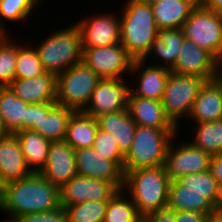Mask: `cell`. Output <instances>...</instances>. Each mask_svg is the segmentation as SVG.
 <instances>
[{"instance_id": "cell-36", "label": "cell", "mask_w": 222, "mask_h": 222, "mask_svg": "<svg viewBox=\"0 0 222 222\" xmlns=\"http://www.w3.org/2000/svg\"><path fill=\"white\" fill-rule=\"evenodd\" d=\"M93 148L104 158L115 161L123 169L124 155L120 152L112 134L98 128Z\"/></svg>"}, {"instance_id": "cell-22", "label": "cell", "mask_w": 222, "mask_h": 222, "mask_svg": "<svg viewBox=\"0 0 222 222\" xmlns=\"http://www.w3.org/2000/svg\"><path fill=\"white\" fill-rule=\"evenodd\" d=\"M127 110L131 119L138 126L154 129H178L166 116L161 101L129 95Z\"/></svg>"}, {"instance_id": "cell-7", "label": "cell", "mask_w": 222, "mask_h": 222, "mask_svg": "<svg viewBox=\"0 0 222 222\" xmlns=\"http://www.w3.org/2000/svg\"><path fill=\"white\" fill-rule=\"evenodd\" d=\"M101 78L83 61L56 75V103L83 111Z\"/></svg>"}, {"instance_id": "cell-10", "label": "cell", "mask_w": 222, "mask_h": 222, "mask_svg": "<svg viewBox=\"0 0 222 222\" xmlns=\"http://www.w3.org/2000/svg\"><path fill=\"white\" fill-rule=\"evenodd\" d=\"M82 50V61L101 79H130L134 59L120 43Z\"/></svg>"}, {"instance_id": "cell-19", "label": "cell", "mask_w": 222, "mask_h": 222, "mask_svg": "<svg viewBox=\"0 0 222 222\" xmlns=\"http://www.w3.org/2000/svg\"><path fill=\"white\" fill-rule=\"evenodd\" d=\"M16 97L28 104L56 103V75L45 72L36 77L15 78L9 85Z\"/></svg>"}, {"instance_id": "cell-1", "label": "cell", "mask_w": 222, "mask_h": 222, "mask_svg": "<svg viewBox=\"0 0 222 222\" xmlns=\"http://www.w3.org/2000/svg\"><path fill=\"white\" fill-rule=\"evenodd\" d=\"M60 207L59 188L46 180L40 173L4 185L0 211L7 218H18L27 214L46 213Z\"/></svg>"}, {"instance_id": "cell-17", "label": "cell", "mask_w": 222, "mask_h": 222, "mask_svg": "<svg viewBox=\"0 0 222 222\" xmlns=\"http://www.w3.org/2000/svg\"><path fill=\"white\" fill-rule=\"evenodd\" d=\"M170 73L168 68L147 64L144 60H134L129 76H133L131 79L135 81L130 80V95L161 101ZM132 81L137 84L134 86Z\"/></svg>"}, {"instance_id": "cell-27", "label": "cell", "mask_w": 222, "mask_h": 222, "mask_svg": "<svg viewBox=\"0 0 222 222\" xmlns=\"http://www.w3.org/2000/svg\"><path fill=\"white\" fill-rule=\"evenodd\" d=\"M29 105L16 97L10 86H0V117L7 133L26 130V109Z\"/></svg>"}, {"instance_id": "cell-9", "label": "cell", "mask_w": 222, "mask_h": 222, "mask_svg": "<svg viewBox=\"0 0 222 222\" xmlns=\"http://www.w3.org/2000/svg\"><path fill=\"white\" fill-rule=\"evenodd\" d=\"M182 30L185 39L210 52L222 62V13L205 9L199 4L191 11Z\"/></svg>"}, {"instance_id": "cell-44", "label": "cell", "mask_w": 222, "mask_h": 222, "mask_svg": "<svg viewBox=\"0 0 222 222\" xmlns=\"http://www.w3.org/2000/svg\"><path fill=\"white\" fill-rule=\"evenodd\" d=\"M206 222H222V213H212L207 216Z\"/></svg>"}, {"instance_id": "cell-37", "label": "cell", "mask_w": 222, "mask_h": 222, "mask_svg": "<svg viewBox=\"0 0 222 222\" xmlns=\"http://www.w3.org/2000/svg\"><path fill=\"white\" fill-rule=\"evenodd\" d=\"M17 222H67V215L63 207L46 213L27 214L15 218Z\"/></svg>"}, {"instance_id": "cell-32", "label": "cell", "mask_w": 222, "mask_h": 222, "mask_svg": "<svg viewBox=\"0 0 222 222\" xmlns=\"http://www.w3.org/2000/svg\"><path fill=\"white\" fill-rule=\"evenodd\" d=\"M103 222H143L137 207L123 189L108 201Z\"/></svg>"}, {"instance_id": "cell-33", "label": "cell", "mask_w": 222, "mask_h": 222, "mask_svg": "<svg viewBox=\"0 0 222 222\" xmlns=\"http://www.w3.org/2000/svg\"><path fill=\"white\" fill-rule=\"evenodd\" d=\"M17 42V61L15 78L39 76L46 71L34 46Z\"/></svg>"}, {"instance_id": "cell-35", "label": "cell", "mask_w": 222, "mask_h": 222, "mask_svg": "<svg viewBox=\"0 0 222 222\" xmlns=\"http://www.w3.org/2000/svg\"><path fill=\"white\" fill-rule=\"evenodd\" d=\"M108 201H86L64 208L67 222H103Z\"/></svg>"}, {"instance_id": "cell-29", "label": "cell", "mask_w": 222, "mask_h": 222, "mask_svg": "<svg viewBox=\"0 0 222 222\" xmlns=\"http://www.w3.org/2000/svg\"><path fill=\"white\" fill-rule=\"evenodd\" d=\"M15 134L28 168L31 172L39 173L45 166L51 141L33 130L18 131Z\"/></svg>"}, {"instance_id": "cell-50", "label": "cell", "mask_w": 222, "mask_h": 222, "mask_svg": "<svg viewBox=\"0 0 222 222\" xmlns=\"http://www.w3.org/2000/svg\"><path fill=\"white\" fill-rule=\"evenodd\" d=\"M196 4H200L202 0H193Z\"/></svg>"}, {"instance_id": "cell-40", "label": "cell", "mask_w": 222, "mask_h": 222, "mask_svg": "<svg viewBox=\"0 0 222 222\" xmlns=\"http://www.w3.org/2000/svg\"><path fill=\"white\" fill-rule=\"evenodd\" d=\"M207 216L194 211H175V222H206Z\"/></svg>"}, {"instance_id": "cell-48", "label": "cell", "mask_w": 222, "mask_h": 222, "mask_svg": "<svg viewBox=\"0 0 222 222\" xmlns=\"http://www.w3.org/2000/svg\"><path fill=\"white\" fill-rule=\"evenodd\" d=\"M8 219L6 218L4 221H1V222H17L16 219H12V218H8Z\"/></svg>"}, {"instance_id": "cell-6", "label": "cell", "mask_w": 222, "mask_h": 222, "mask_svg": "<svg viewBox=\"0 0 222 222\" xmlns=\"http://www.w3.org/2000/svg\"><path fill=\"white\" fill-rule=\"evenodd\" d=\"M178 129H154L136 127L130 150L124 156V175L134 169L162 166L166 153Z\"/></svg>"}, {"instance_id": "cell-3", "label": "cell", "mask_w": 222, "mask_h": 222, "mask_svg": "<svg viewBox=\"0 0 222 222\" xmlns=\"http://www.w3.org/2000/svg\"><path fill=\"white\" fill-rule=\"evenodd\" d=\"M170 182L164 165L134 169L125 174L123 190L144 218L149 213L167 208Z\"/></svg>"}, {"instance_id": "cell-25", "label": "cell", "mask_w": 222, "mask_h": 222, "mask_svg": "<svg viewBox=\"0 0 222 222\" xmlns=\"http://www.w3.org/2000/svg\"><path fill=\"white\" fill-rule=\"evenodd\" d=\"M98 128L112 134L120 152L125 156L130 150L137 124L131 119L128 110H121L96 118Z\"/></svg>"}, {"instance_id": "cell-38", "label": "cell", "mask_w": 222, "mask_h": 222, "mask_svg": "<svg viewBox=\"0 0 222 222\" xmlns=\"http://www.w3.org/2000/svg\"><path fill=\"white\" fill-rule=\"evenodd\" d=\"M42 120V103L30 104L26 109V130L35 131L41 126Z\"/></svg>"}, {"instance_id": "cell-41", "label": "cell", "mask_w": 222, "mask_h": 222, "mask_svg": "<svg viewBox=\"0 0 222 222\" xmlns=\"http://www.w3.org/2000/svg\"><path fill=\"white\" fill-rule=\"evenodd\" d=\"M210 171L217 183L222 184V153L211 156Z\"/></svg>"}, {"instance_id": "cell-24", "label": "cell", "mask_w": 222, "mask_h": 222, "mask_svg": "<svg viewBox=\"0 0 222 222\" xmlns=\"http://www.w3.org/2000/svg\"><path fill=\"white\" fill-rule=\"evenodd\" d=\"M196 6L193 0H160L151 4L158 30L182 28Z\"/></svg>"}, {"instance_id": "cell-8", "label": "cell", "mask_w": 222, "mask_h": 222, "mask_svg": "<svg viewBox=\"0 0 222 222\" xmlns=\"http://www.w3.org/2000/svg\"><path fill=\"white\" fill-rule=\"evenodd\" d=\"M205 82L206 80L199 76L170 73L161 102L166 116L178 131L181 129L180 121L189 117L194 101Z\"/></svg>"}, {"instance_id": "cell-13", "label": "cell", "mask_w": 222, "mask_h": 222, "mask_svg": "<svg viewBox=\"0 0 222 222\" xmlns=\"http://www.w3.org/2000/svg\"><path fill=\"white\" fill-rule=\"evenodd\" d=\"M124 79H100L87 107L83 110L95 119L109 113L127 110L131 83Z\"/></svg>"}, {"instance_id": "cell-12", "label": "cell", "mask_w": 222, "mask_h": 222, "mask_svg": "<svg viewBox=\"0 0 222 222\" xmlns=\"http://www.w3.org/2000/svg\"><path fill=\"white\" fill-rule=\"evenodd\" d=\"M101 13L86 15L75 22L81 33L82 49L107 47L120 43V17L110 11Z\"/></svg>"}, {"instance_id": "cell-20", "label": "cell", "mask_w": 222, "mask_h": 222, "mask_svg": "<svg viewBox=\"0 0 222 222\" xmlns=\"http://www.w3.org/2000/svg\"><path fill=\"white\" fill-rule=\"evenodd\" d=\"M222 119V78L207 80L200 88L187 120L193 123Z\"/></svg>"}, {"instance_id": "cell-5", "label": "cell", "mask_w": 222, "mask_h": 222, "mask_svg": "<svg viewBox=\"0 0 222 222\" xmlns=\"http://www.w3.org/2000/svg\"><path fill=\"white\" fill-rule=\"evenodd\" d=\"M53 31L34 48L44 70L58 75L82 61V40L79 27L74 23Z\"/></svg>"}, {"instance_id": "cell-31", "label": "cell", "mask_w": 222, "mask_h": 222, "mask_svg": "<svg viewBox=\"0 0 222 222\" xmlns=\"http://www.w3.org/2000/svg\"><path fill=\"white\" fill-rule=\"evenodd\" d=\"M42 3V0H0V34L11 33L5 26L6 20L10 23H24L28 17H32V11Z\"/></svg>"}, {"instance_id": "cell-39", "label": "cell", "mask_w": 222, "mask_h": 222, "mask_svg": "<svg viewBox=\"0 0 222 222\" xmlns=\"http://www.w3.org/2000/svg\"><path fill=\"white\" fill-rule=\"evenodd\" d=\"M143 222H175V212L169 208H164L147 214Z\"/></svg>"}, {"instance_id": "cell-4", "label": "cell", "mask_w": 222, "mask_h": 222, "mask_svg": "<svg viewBox=\"0 0 222 222\" xmlns=\"http://www.w3.org/2000/svg\"><path fill=\"white\" fill-rule=\"evenodd\" d=\"M218 183L210 170L190 173L171 181L167 208L175 211H194L202 214L214 213Z\"/></svg>"}, {"instance_id": "cell-15", "label": "cell", "mask_w": 222, "mask_h": 222, "mask_svg": "<svg viewBox=\"0 0 222 222\" xmlns=\"http://www.w3.org/2000/svg\"><path fill=\"white\" fill-rule=\"evenodd\" d=\"M219 70L220 62L210 52L187 39L184 40L175 65L170 69L171 72L199 76L206 81L219 77Z\"/></svg>"}, {"instance_id": "cell-18", "label": "cell", "mask_w": 222, "mask_h": 222, "mask_svg": "<svg viewBox=\"0 0 222 222\" xmlns=\"http://www.w3.org/2000/svg\"><path fill=\"white\" fill-rule=\"evenodd\" d=\"M39 173L61 188L77 175L74 149L65 141L51 142L45 166Z\"/></svg>"}, {"instance_id": "cell-47", "label": "cell", "mask_w": 222, "mask_h": 222, "mask_svg": "<svg viewBox=\"0 0 222 222\" xmlns=\"http://www.w3.org/2000/svg\"><path fill=\"white\" fill-rule=\"evenodd\" d=\"M140 1L146 2L148 4H152V3L158 2L160 0H140Z\"/></svg>"}, {"instance_id": "cell-49", "label": "cell", "mask_w": 222, "mask_h": 222, "mask_svg": "<svg viewBox=\"0 0 222 222\" xmlns=\"http://www.w3.org/2000/svg\"><path fill=\"white\" fill-rule=\"evenodd\" d=\"M219 76L222 78V62H220Z\"/></svg>"}, {"instance_id": "cell-45", "label": "cell", "mask_w": 222, "mask_h": 222, "mask_svg": "<svg viewBox=\"0 0 222 222\" xmlns=\"http://www.w3.org/2000/svg\"><path fill=\"white\" fill-rule=\"evenodd\" d=\"M4 183L2 182L1 178H0V206L3 200V195H4Z\"/></svg>"}, {"instance_id": "cell-46", "label": "cell", "mask_w": 222, "mask_h": 222, "mask_svg": "<svg viewBox=\"0 0 222 222\" xmlns=\"http://www.w3.org/2000/svg\"><path fill=\"white\" fill-rule=\"evenodd\" d=\"M6 134H8V133L6 132V129L3 125V122H2L1 117H0V137L4 136Z\"/></svg>"}, {"instance_id": "cell-16", "label": "cell", "mask_w": 222, "mask_h": 222, "mask_svg": "<svg viewBox=\"0 0 222 222\" xmlns=\"http://www.w3.org/2000/svg\"><path fill=\"white\" fill-rule=\"evenodd\" d=\"M74 153L78 175L109 181L123 189L125 175L115 161L104 158L93 147L76 149Z\"/></svg>"}, {"instance_id": "cell-23", "label": "cell", "mask_w": 222, "mask_h": 222, "mask_svg": "<svg viewBox=\"0 0 222 222\" xmlns=\"http://www.w3.org/2000/svg\"><path fill=\"white\" fill-rule=\"evenodd\" d=\"M184 40L185 36L182 28L159 30L158 36L143 60L147 62L151 58L153 60L157 58L155 61L152 60L153 63H156L150 62V64L171 69L175 65Z\"/></svg>"}, {"instance_id": "cell-42", "label": "cell", "mask_w": 222, "mask_h": 222, "mask_svg": "<svg viewBox=\"0 0 222 222\" xmlns=\"http://www.w3.org/2000/svg\"><path fill=\"white\" fill-rule=\"evenodd\" d=\"M199 5L205 9L222 13V0H202Z\"/></svg>"}, {"instance_id": "cell-11", "label": "cell", "mask_w": 222, "mask_h": 222, "mask_svg": "<svg viewBox=\"0 0 222 222\" xmlns=\"http://www.w3.org/2000/svg\"><path fill=\"white\" fill-rule=\"evenodd\" d=\"M178 136L179 133L174 136L169 144L164 164L170 181H176L186 174L210 170L211 155L194 146L190 140H183L180 144L177 140ZM174 140L178 143H174Z\"/></svg>"}, {"instance_id": "cell-2", "label": "cell", "mask_w": 222, "mask_h": 222, "mask_svg": "<svg viewBox=\"0 0 222 222\" xmlns=\"http://www.w3.org/2000/svg\"><path fill=\"white\" fill-rule=\"evenodd\" d=\"M127 1V2H126ZM120 16V44L134 60H143L158 36L151 4L126 0Z\"/></svg>"}, {"instance_id": "cell-28", "label": "cell", "mask_w": 222, "mask_h": 222, "mask_svg": "<svg viewBox=\"0 0 222 222\" xmlns=\"http://www.w3.org/2000/svg\"><path fill=\"white\" fill-rule=\"evenodd\" d=\"M98 130L97 120L83 111H75L68 122L67 142L74 150L93 147Z\"/></svg>"}, {"instance_id": "cell-43", "label": "cell", "mask_w": 222, "mask_h": 222, "mask_svg": "<svg viewBox=\"0 0 222 222\" xmlns=\"http://www.w3.org/2000/svg\"><path fill=\"white\" fill-rule=\"evenodd\" d=\"M213 206L215 213H222V184H218L217 196Z\"/></svg>"}, {"instance_id": "cell-26", "label": "cell", "mask_w": 222, "mask_h": 222, "mask_svg": "<svg viewBox=\"0 0 222 222\" xmlns=\"http://www.w3.org/2000/svg\"><path fill=\"white\" fill-rule=\"evenodd\" d=\"M75 112L57 103H42L41 126L35 131L51 142L64 141L70 117Z\"/></svg>"}, {"instance_id": "cell-34", "label": "cell", "mask_w": 222, "mask_h": 222, "mask_svg": "<svg viewBox=\"0 0 222 222\" xmlns=\"http://www.w3.org/2000/svg\"><path fill=\"white\" fill-rule=\"evenodd\" d=\"M13 38L10 34H0V86H9L15 79L17 39Z\"/></svg>"}, {"instance_id": "cell-14", "label": "cell", "mask_w": 222, "mask_h": 222, "mask_svg": "<svg viewBox=\"0 0 222 222\" xmlns=\"http://www.w3.org/2000/svg\"><path fill=\"white\" fill-rule=\"evenodd\" d=\"M119 189L111 182L76 175L66 182L60 192V207L86 201H109Z\"/></svg>"}, {"instance_id": "cell-30", "label": "cell", "mask_w": 222, "mask_h": 222, "mask_svg": "<svg viewBox=\"0 0 222 222\" xmlns=\"http://www.w3.org/2000/svg\"><path fill=\"white\" fill-rule=\"evenodd\" d=\"M194 124L190 142L211 156L222 153V119Z\"/></svg>"}, {"instance_id": "cell-21", "label": "cell", "mask_w": 222, "mask_h": 222, "mask_svg": "<svg viewBox=\"0 0 222 222\" xmlns=\"http://www.w3.org/2000/svg\"><path fill=\"white\" fill-rule=\"evenodd\" d=\"M16 134L0 137V178L4 184L23 179L31 174Z\"/></svg>"}]
</instances>
